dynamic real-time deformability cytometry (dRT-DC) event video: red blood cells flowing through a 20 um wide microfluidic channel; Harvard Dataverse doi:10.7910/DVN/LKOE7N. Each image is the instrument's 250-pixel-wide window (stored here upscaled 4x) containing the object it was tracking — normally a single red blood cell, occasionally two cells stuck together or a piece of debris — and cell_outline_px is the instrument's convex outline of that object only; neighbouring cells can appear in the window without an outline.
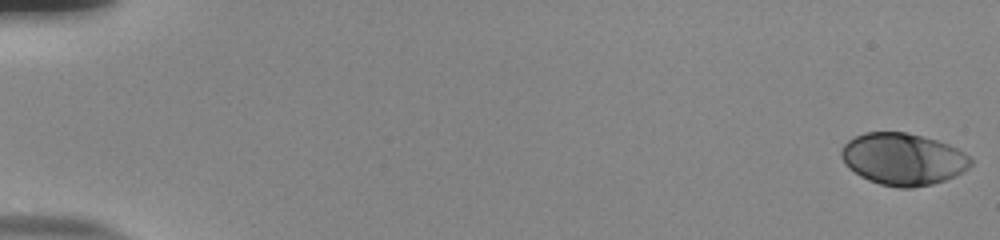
{"species": "human", "species_latin": "Homo sapiens", "temperature_condition": "room temperature", "stored_images_in_passage": 55, "camera_frame_rate_fps": 3000, "um_per_image_px": 0.085, "donor": {"sex": "male"}, "frame": {"image": 1, "passage_image": 1, "time_ms": 0.0, "image_size_px": [1000, 240], "cell_outline_px": [[972, 164], [968, 168], [956, 176], [932, 184], [912, 188], [900, 188], [880, 184], [868, 180], [860, 176], [848, 168], [844, 164], [840, 156], [840, 152], [844, 144], [848, 140], [864, 132], [904, 132], [936, 140], [948, 144], [964, 152], [972, 160]], "centroid_in_image_um": [76.73, 13.53], "position_along_channel_um": 8.3, "area_um2": 39.25}}
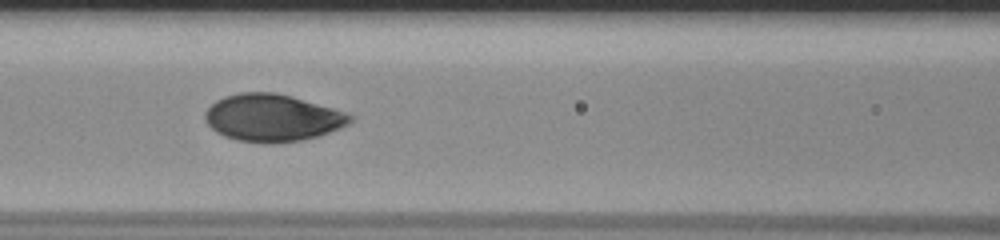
{"frame": {"image": 2, "passage_image": 26, "time_ms": 8.333, "image_size_px": [1000, 240], "cell_outline_px": [[352, 120], [348, 124], [340, 128], [320, 136], [300, 140], [272, 144], [264, 144], [236, 140], [224, 136], [216, 132], [208, 124], [204, 116], [204, 112], [216, 100], [224, 96], [240, 92], [276, 92], [292, 96], [332, 108], [344, 112], [352, 116]], "centroid_in_image_um": [23.13, 10.02], "position_along_channel_um": 143.5, "area_um2": 40.06}}
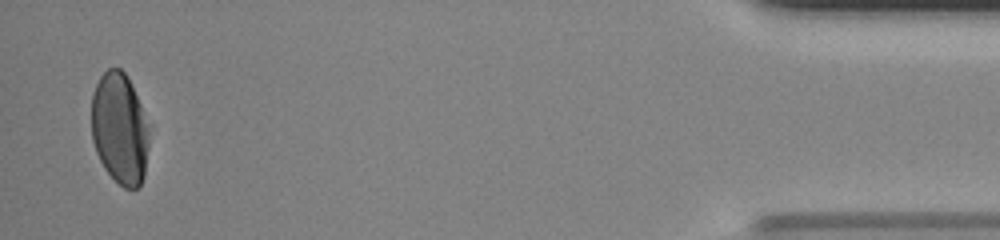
{"frame": {"image": 3, "passage_image": 54, "time_ms": 17.667, "image_size_px": [1000, 240], "cell_outline_px": [[152, 124], [144, 176], [140, 184], [136, 188], [124, 188], [104, 168], [96, 152], [92, 140], [92, 92], [100, 76], [108, 68], [120, 68], [128, 76]], "centroid_in_image_um": [10.22, 10.89], "position_along_channel_um": 425.0, "area_um2": 38.32}, "authors_computed_cell_mechanics": {"area_um2": 39.2462, "velocity_mm_per_s": 3.806, "shape_relaxation_time_tau1_ms": 3.6733, "shape_relaxation_time_tau2_ms": null, "deformation_change_tau1": 0.1699, "deformation_change_tau2": null}}